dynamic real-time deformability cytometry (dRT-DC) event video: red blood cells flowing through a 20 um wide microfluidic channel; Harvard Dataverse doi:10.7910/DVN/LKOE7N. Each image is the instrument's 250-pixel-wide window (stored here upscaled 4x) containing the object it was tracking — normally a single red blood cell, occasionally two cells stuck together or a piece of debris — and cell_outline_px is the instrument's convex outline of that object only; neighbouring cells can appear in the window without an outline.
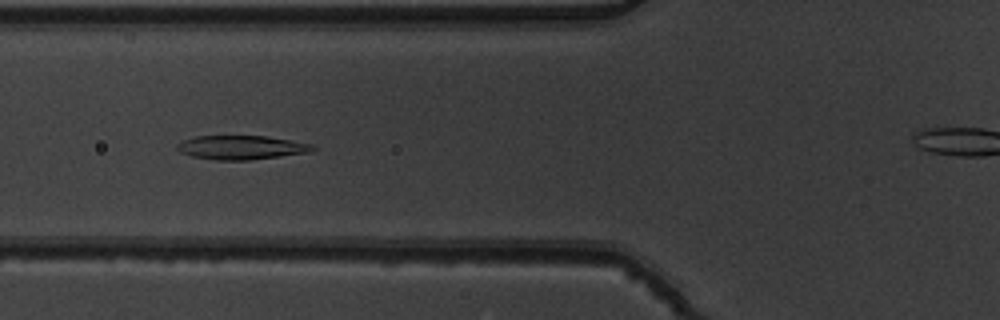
{"species": "common noctule bat (a hibernating species)", "species_latin": "Nyctalus noctula", "temperature_condition": "warm", "stored_images_in_passage": 49, "camera_frame_rate_fps": 3000, "um_per_image_px": 0.085, "animal": {"sex": "male", "body_mass_g": 19.5, "forearm_length_mm": 54.6}, "frame": {"image": 1, "passage_image": 16, "time_ms": 5.0, "image_size_px": [1000, 320], "cell_outline_px": [[316, 148], [308, 152], [280, 156], [248, 160], [216, 160], [192, 156], [180, 152], [176, 148], [176, 144], [184, 140], [196, 136], [268, 136], [312, 144]], "centroid_in_image_um": [20.49, 12.53], "position_along_channel_um": 105.3, "area_um2": 18.79}}
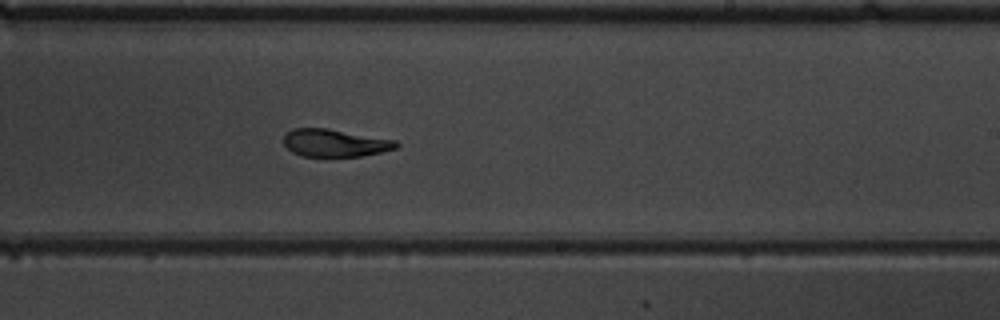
{"frame": {"image": 2, "passage_image": 28, "time_ms": 9.0, "image_size_px": [1000, 320], "cell_outline_px": [[400, 144], [396, 148], [364, 156], [300, 156], [292, 152], [284, 144], [284, 132], [292, 128], [328, 128], [396, 140]], "centroid_in_image_um": [28.44, 12.14], "position_along_channel_um": 260.6, "area_um2": 18.21}}
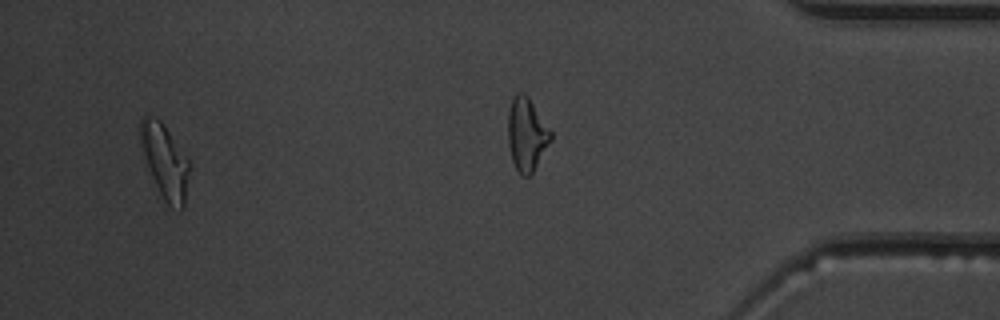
{"frame": {"image": 3, "passage_image": 46, "time_ms": 15.0, "image_size_px": [1000, 320], "cell_outline_px": [[188, 172], [184, 208], [180, 208], [168, 204], [164, 200], [152, 176], [144, 156], [140, 140], [140, 120], [144, 116], [156, 116], [164, 124], [188, 160]], "centroid_in_image_um": [13.99, 13.65], "position_along_channel_um": 421.2, "area_um2": 20.35}, "authors_computed_cell_mechanics": {"area_um2": 19.5942, "velocity_mm_per_s": 3.888, "shape_relaxation_time_tau1_ms": 6.8627, "shape_relaxation_time_tau2_ms": 2.8706, "deformation_change_tau1": 0.2052, "deformation_change_tau2": 0.0984}}